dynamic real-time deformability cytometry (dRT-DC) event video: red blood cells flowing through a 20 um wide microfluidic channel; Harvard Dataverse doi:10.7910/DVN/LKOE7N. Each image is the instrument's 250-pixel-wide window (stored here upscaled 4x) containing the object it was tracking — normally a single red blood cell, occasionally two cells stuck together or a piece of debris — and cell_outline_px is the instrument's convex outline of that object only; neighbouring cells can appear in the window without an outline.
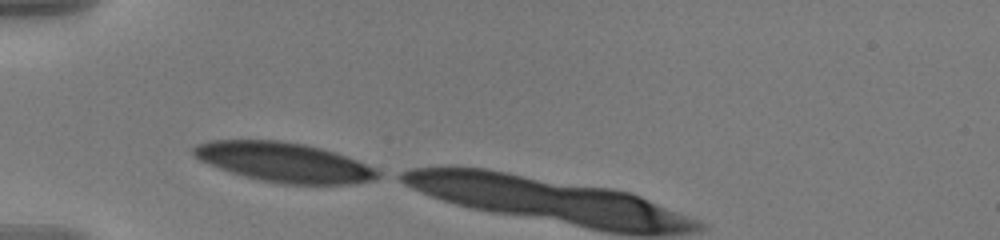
{"species": "human", "species_latin": "Homo sapiens", "temperature_condition": "warm", "stored_images_in_passage": 9, "camera_frame_rate_fps": 3000, "um_per_image_px": 0.085, "donor": {"sex": "male"}, "frame": {"image": 1, "passage_image": 1, "time_ms": 0.0, "image_size_px": [1000, 240], "cell_outline_px": [[384, 176], [376, 180], [352, 184], [284, 184], [260, 180], [232, 172], [220, 168], [200, 160], [192, 152], [192, 148], [196, 144], [208, 140], [280, 140], [304, 144], [336, 152], [376, 168], [384, 172]], "centroid_in_image_um": [24.22, 13.79], "position_along_channel_um": 60.8, "area_um2": 42.6}}
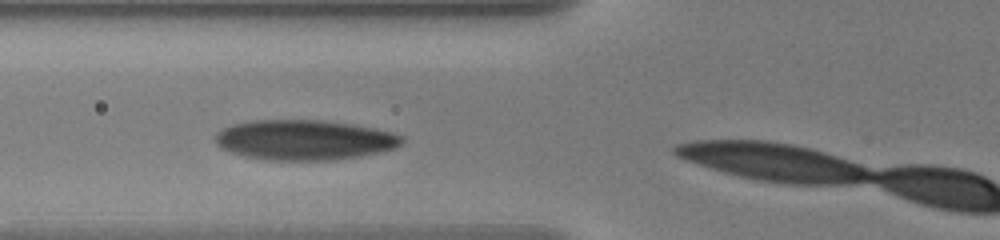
{"frame": {"image": 2, "passage_image": 5, "time_ms": 1.333, "image_size_px": [1000, 240], "cell_outline_px": [[404, 144], [396, 148], [380, 152], [360, 156], [332, 160], [268, 160], [244, 156], [220, 148], [216, 144], [216, 132], [232, 124], [252, 120], [324, 120], [352, 124], [376, 128], [392, 132], [404, 136]], "centroid_in_image_um": [25.91, 11.89], "position_along_channel_um": 99.9, "area_um2": 43.93}}
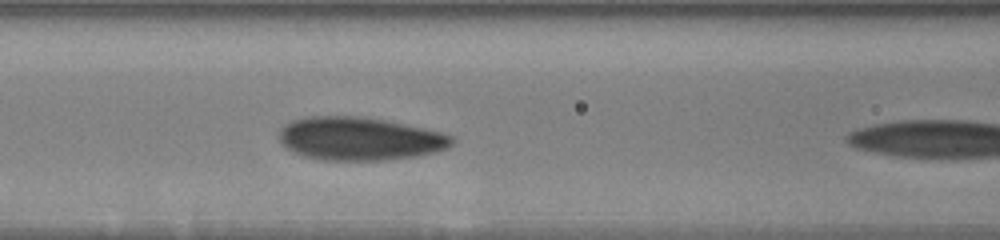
{"frame": {"image": 3, "passage_image": 8, "time_ms": 2.333, "image_size_px": [1000, 240], "cell_outline_px": [[456, 140], [448, 148], [436, 152], [412, 156], [384, 160], [324, 160], [304, 156], [292, 152], [280, 140], [280, 128], [284, 124], [292, 120], [308, 116], [360, 116], [384, 120], [424, 128], [440, 132], [452, 136]], "centroid_in_image_um": [30.56, 11.78], "position_along_channel_um": 136.0, "area_um2": 43.35}}